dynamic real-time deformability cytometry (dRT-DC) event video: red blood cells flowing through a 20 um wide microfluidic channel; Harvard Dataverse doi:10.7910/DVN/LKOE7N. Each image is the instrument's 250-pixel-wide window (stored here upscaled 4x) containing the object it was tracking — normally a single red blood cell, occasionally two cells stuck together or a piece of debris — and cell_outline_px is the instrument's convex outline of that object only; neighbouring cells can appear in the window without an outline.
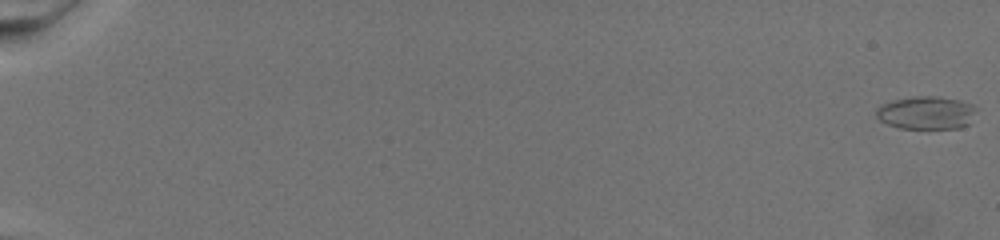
{"species": "common noctule bat (a hibernating species)", "species_latin": "Nyctalus noctula", "temperature_condition": "warm", "stored_images_in_passage": 76, "camera_frame_rate_fps": 3000, "um_per_image_px": 0.085, "animal": {"sex": "female", "body_mass_g": 19.5, "forearm_length_mm": 54.1}, "frame": {"image": 1, "passage_image": 1, "time_ms": 0.0, "image_size_px": [1000, 240], "cell_outline_px": [[976, 112], [968, 124], [960, 128], [900, 128], [888, 124], [880, 120], [876, 116], [876, 108], [880, 104], [892, 100], [916, 96], [936, 96], [960, 100], [972, 104], [976, 108]], "centroid_in_image_um": [78.72, 9.57], "position_along_channel_um": 6.3, "area_um2": 19.31}}
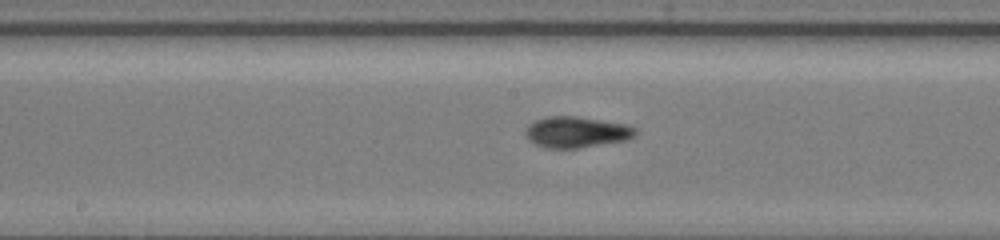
{"frame": {"image": 2, "passage_image": 44, "time_ms": 14.333, "image_size_px": [1000, 240], "cell_outline_px": [[636, 136], [628, 140], [576, 148], [544, 148], [528, 140], [524, 132], [528, 124], [544, 116], [576, 116], [624, 124], [636, 128]], "centroid_in_image_um": [48.97, 11.23], "position_along_channel_um": 199.2, "area_um2": 19.94}}
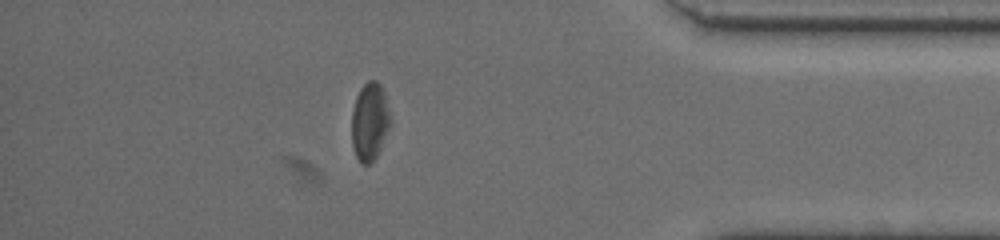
{"frame": {"image": 3, "passage_image": 67, "time_ms": 22.0, "image_size_px": [1000, 240], "cell_outline_px": [[388, 128], [380, 148], [376, 156], [368, 164], [360, 164], [356, 156], [352, 144], [352, 112], [356, 96], [360, 88], [368, 80], [376, 80], [380, 84], [384, 92], [388, 112]], "centroid_in_image_um": [31.38, 10.32], "position_along_channel_um": 403.8, "area_um2": 17.05}}